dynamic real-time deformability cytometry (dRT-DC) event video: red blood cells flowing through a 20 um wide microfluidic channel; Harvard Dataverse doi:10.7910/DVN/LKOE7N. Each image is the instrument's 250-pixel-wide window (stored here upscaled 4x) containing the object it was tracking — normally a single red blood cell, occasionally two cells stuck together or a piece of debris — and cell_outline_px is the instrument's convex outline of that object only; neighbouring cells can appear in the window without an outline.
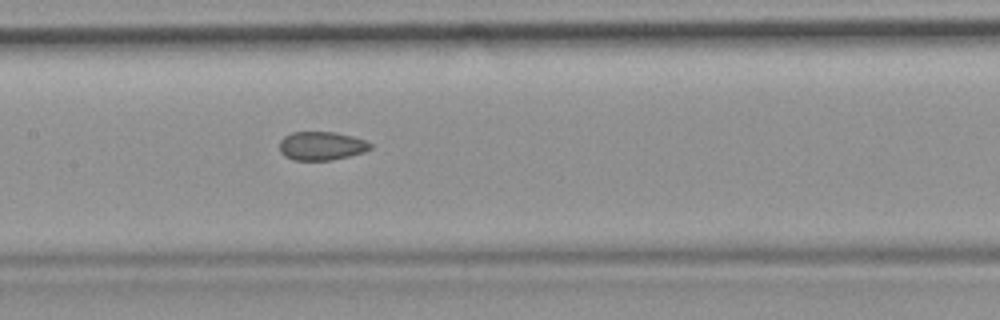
{"species": "common noctule bat (a hibernating species)", "species_latin": "Nyctalus noctula", "temperature_condition": "room temperature", "stored_images_in_passage": 45, "camera_frame_rate_fps": 3000, "um_per_image_px": 0.085, "animal": {"sex": "female", "body_mass_g": 19.9}, "frame": {"image": 1, "passage_image": 20, "time_ms": 6.333, "image_size_px": [1000, 320], "cell_outline_px": [[372, 148], [364, 152], [332, 160], [292, 160], [284, 156], [280, 152], [280, 140], [284, 136], [292, 132], [336, 132], [352, 136], [364, 140], [372, 144]], "centroid_in_image_um": [27.31, 12.4], "position_along_channel_um": 180.1, "area_um2": 15.2}}